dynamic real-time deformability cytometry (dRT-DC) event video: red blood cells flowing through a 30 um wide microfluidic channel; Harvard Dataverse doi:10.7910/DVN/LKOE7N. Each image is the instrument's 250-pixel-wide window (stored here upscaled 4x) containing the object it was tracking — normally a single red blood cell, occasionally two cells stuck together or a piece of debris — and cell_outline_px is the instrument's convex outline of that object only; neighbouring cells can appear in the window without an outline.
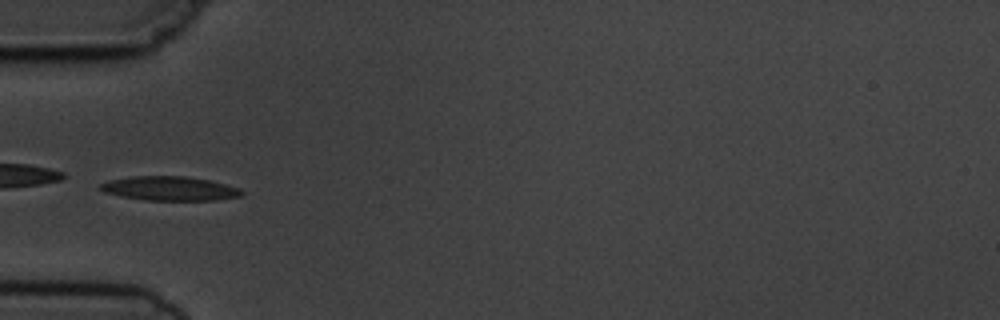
{"species": "common noctule bat (a hibernating species)", "species_latin": "Nyctalus noctula", "temperature_condition": "cold", "stored_images_in_passage": 5, "camera_frame_rate_fps": 3000, "um_per_image_px": 0.085, "animal": {"sex": "male", "body_mass_g": 19.5, "forearm_length_mm": 54.6}, "frame": {"image": 1, "passage_image": 5, "time_ms": 5.333, "image_size_px": [1000, 320], "cell_outline_px": [[244, 192], [240, 196], [216, 200], [144, 200], [120, 196], [104, 192], [100, 188], [100, 184], [108, 180], [132, 176], [188, 176], [208, 180], [240, 188]], "centroid_in_image_um": [14.41, 16.02], "position_along_channel_um": 70.6, "area_um2": 19.88}}